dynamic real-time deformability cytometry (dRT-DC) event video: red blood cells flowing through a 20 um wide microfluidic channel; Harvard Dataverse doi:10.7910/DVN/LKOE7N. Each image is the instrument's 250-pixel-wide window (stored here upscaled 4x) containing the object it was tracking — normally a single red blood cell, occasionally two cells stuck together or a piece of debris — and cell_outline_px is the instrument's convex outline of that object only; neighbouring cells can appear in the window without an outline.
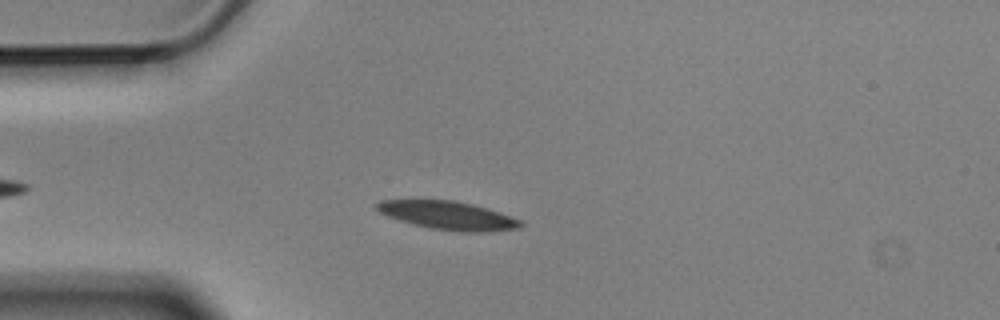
{"species": "Egyptian fruit bat (a non-hibernating species)", "species_latin": "Rousettus aegyptiacus", "temperature_condition": "cold", "stored_images_in_passage": 5, "camera_frame_rate_fps": 3000, "um_per_image_px": 0.085, "animal": {"sex": "male"}, "frame": {"image": 1, "passage_image": 5, "time_ms": 1.333, "image_size_px": [1000, 320], "cell_outline_px": [[524, 224], [520, 228], [480, 232], [460, 232], [432, 228], [412, 224], [388, 216], [380, 212], [376, 208], [376, 204], [380, 200], [456, 200], [472, 204], [500, 212], [520, 220]], "centroid_in_image_um": [38.09, 18.31], "position_along_channel_um": 46.9, "area_um2": 23.58}}